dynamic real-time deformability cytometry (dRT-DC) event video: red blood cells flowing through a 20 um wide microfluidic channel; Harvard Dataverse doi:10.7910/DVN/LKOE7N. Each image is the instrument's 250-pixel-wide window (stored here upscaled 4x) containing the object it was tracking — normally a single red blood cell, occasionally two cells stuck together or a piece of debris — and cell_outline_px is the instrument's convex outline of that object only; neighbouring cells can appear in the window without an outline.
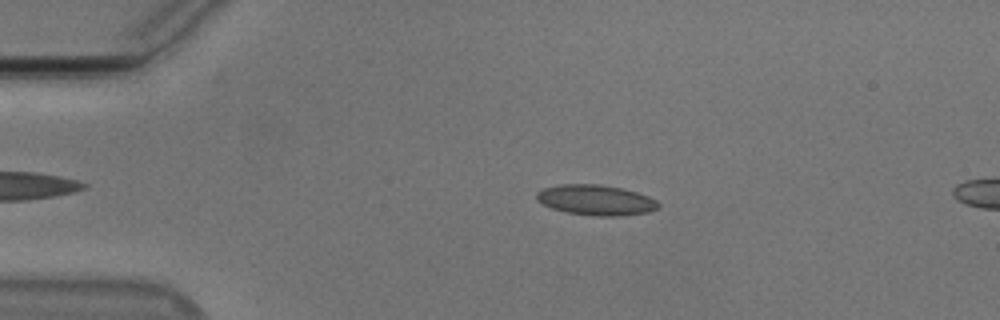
{"species": "Egyptian fruit bat (a non-hibernating species)", "species_latin": "Rousettus aegyptiacus", "temperature_condition": "cold", "stored_images_in_passage": 54, "camera_frame_rate_fps": 3000, "um_per_image_px": 0.085, "animal": {"sex": "male"}, "frame": {"image": 1, "passage_image": 11, "time_ms": 3.333, "image_size_px": [1000, 320], "cell_outline_px": [[660, 204], [656, 208], [648, 212], [624, 216], [592, 216], [564, 212], [552, 208], [536, 200], [536, 192], [544, 188], [560, 184], [600, 184], [620, 188], [636, 192], [648, 196], [656, 200]], "centroid_in_image_um": [50.63, 17.01], "position_along_channel_um": 34.4, "area_um2": 21.62}}
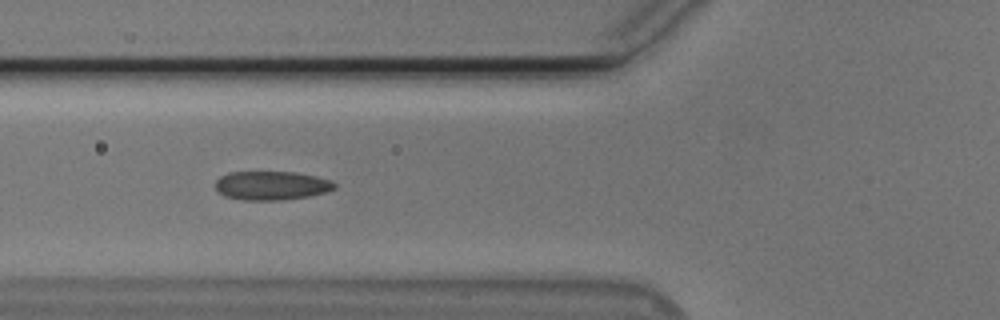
{"frame": {"image": 2, "passage_image": 20, "time_ms": 6.333, "image_size_px": [1000, 320], "cell_outline_px": [[336, 188], [328, 192], [308, 196], [284, 200], [240, 200], [224, 196], [216, 188], [216, 180], [220, 176], [228, 172], [296, 172], [316, 176], [332, 180], [336, 184]], "centroid_in_image_um": [23.1, 15.77], "position_along_channel_um": 102.7, "area_um2": 20.23}}
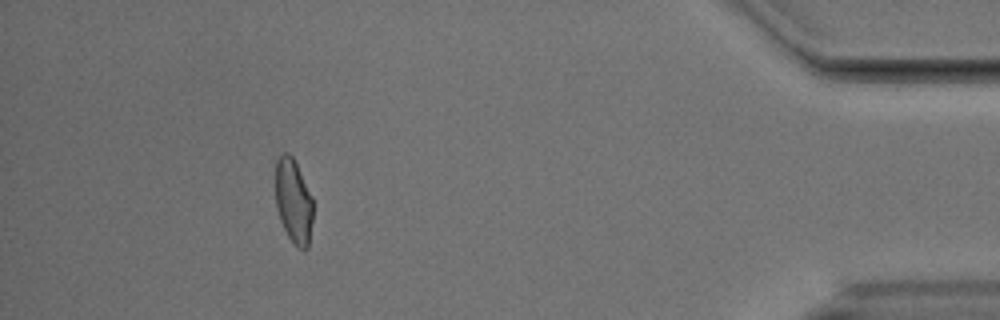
{"frame": {"image": 3, "passage_image": 49, "time_ms": 16.0, "image_size_px": [1000, 320], "cell_outline_px": [[312, 220], [308, 248], [300, 248], [292, 244], [280, 220], [276, 208], [276, 160], [280, 152], [288, 152], [292, 156], [312, 196]], "centroid_in_image_um": [24.93, 17.08], "position_along_channel_um": 410.3, "area_um2": 18.44}, "authors_computed_cell_mechanics": {"area_um2": 19.7676, "velocity_mm_per_s": 3.7622, "shape_relaxation_time_tau1_ms": 7.0569, "shape_relaxation_time_tau2_ms": 1.3449, "deformation_change_tau1": 0.144, "deformation_change_tau2": 0.0687}}